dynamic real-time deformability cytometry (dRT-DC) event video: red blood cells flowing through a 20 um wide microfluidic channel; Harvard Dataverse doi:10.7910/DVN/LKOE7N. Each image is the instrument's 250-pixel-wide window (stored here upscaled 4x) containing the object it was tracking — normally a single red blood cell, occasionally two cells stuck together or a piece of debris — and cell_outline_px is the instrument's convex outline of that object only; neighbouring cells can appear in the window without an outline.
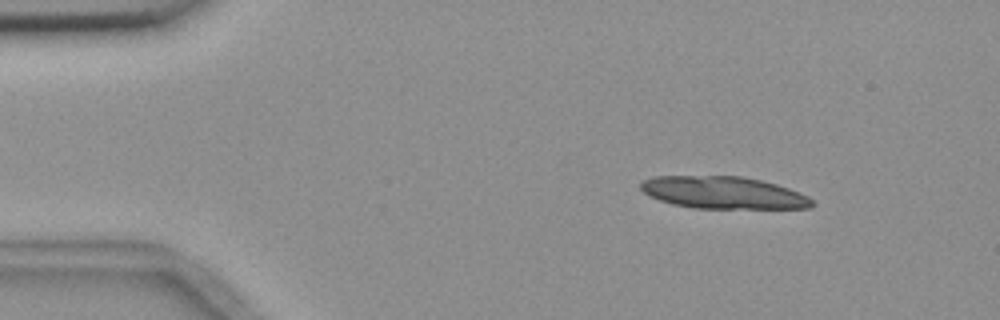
{"species": "common noctule bat (a hibernating species)", "species_latin": "Nyctalus noctula", "temperature_condition": "room temperature", "stored_images_in_passage": 7, "camera_frame_rate_fps": 3000, "um_per_image_px": 0.085, "animal": {"sex": "female", "body_mass_g": 18.4}, "frame": {"image": 1, "passage_image": 1, "time_ms": 0.0, "image_size_px": [1000, 320], "cell_outline_px": [[816, 204], [812, 208], [692, 208], [672, 204], [660, 200], [644, 192], [640, 188], [640, 180], [652, 176], [744, 176], [776, 184], [788, 188], [808, 196]], "centroid_in_image_um": [61.47, 16.37], "position_along_channel_um": 23.5, "area_um2": 32.25}}
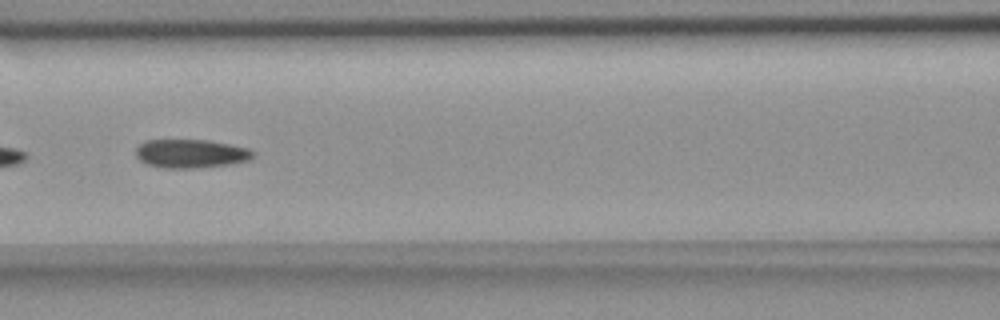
{"frame": {"image": 2, "passage_image": 6, "time_ms": 5.667, "image_size_px": [1000, 320], "cell_outline_px": [[256, 152], [248, 160], [228, 164], [192, 168], [164, 168], [148, 164], [140, 160], [136, 156], [136, 148], [144, 140], [208, 140], [248, 148]], "centroid_in_image_um": [16.19, 13.05], "position_along_channel_um": 150.4, "area_um2": 19.36}}
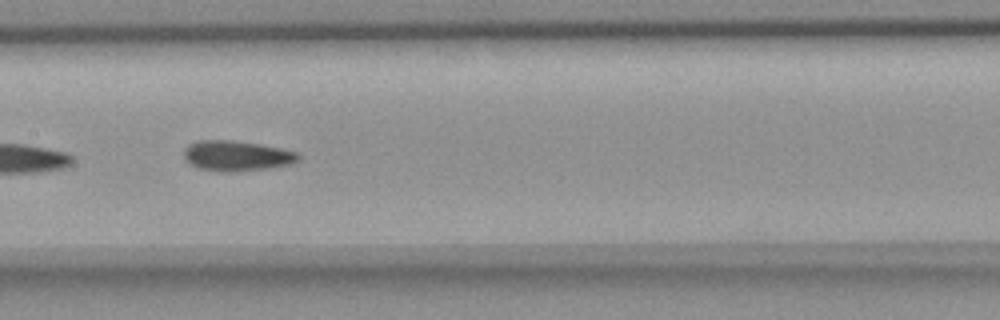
{"frame": {"image": 3, "passage_image": 7, "time_ms": 6.667, "image_size_px": [1000, 320], "cell_outline_px": [[300, 156], [296, 160], [288, 164], [264, 168], [228, 172], [220, 172], [200, 168], [188, 164], [184, 156], [184, 148], [188, 144], [200, 140], [232, 140], [260, 144], [280, 148], [296, 152]], "centroid_in_image_um": [20.04, 13.23], "position_along_channel_um": 187.4, "area_um2": 19.94}}